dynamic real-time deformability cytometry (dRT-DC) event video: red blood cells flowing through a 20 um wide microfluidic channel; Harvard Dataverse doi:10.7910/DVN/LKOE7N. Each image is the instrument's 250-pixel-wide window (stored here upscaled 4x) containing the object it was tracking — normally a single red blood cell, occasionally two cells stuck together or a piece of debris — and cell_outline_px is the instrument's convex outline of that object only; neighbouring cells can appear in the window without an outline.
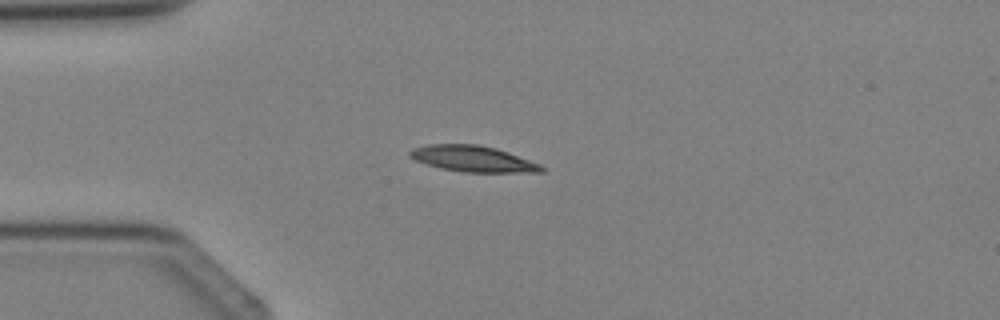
{"species": "Egyptian fruit bat (a non-hibernating species)", "species_latin": "Rousettus aegyptiacus", "temperature_condition": "cold", "stored_images_in_passage": 2, "camera_frame_rate_fps": 3000, "um_per_image_px": 0.085, "animal": {"sex": "female"}, "frame": {"image": 1, "passage_image": 2, "time_ms": 1.333, "image_size_px": [1000, 320], "cell_outline_px": [[544, 172], [464, 172], [440, 168], [416, 160], [408, 156], [408, 152], [412, 148], [428, 144], [476, 144], [496, 148], [508, 152], [540, 164], [544, 168]], "centroid_in_image_um": [40.18, 13.49], "position_along_channel_um": 44.8, "area_um2": 19.88}}